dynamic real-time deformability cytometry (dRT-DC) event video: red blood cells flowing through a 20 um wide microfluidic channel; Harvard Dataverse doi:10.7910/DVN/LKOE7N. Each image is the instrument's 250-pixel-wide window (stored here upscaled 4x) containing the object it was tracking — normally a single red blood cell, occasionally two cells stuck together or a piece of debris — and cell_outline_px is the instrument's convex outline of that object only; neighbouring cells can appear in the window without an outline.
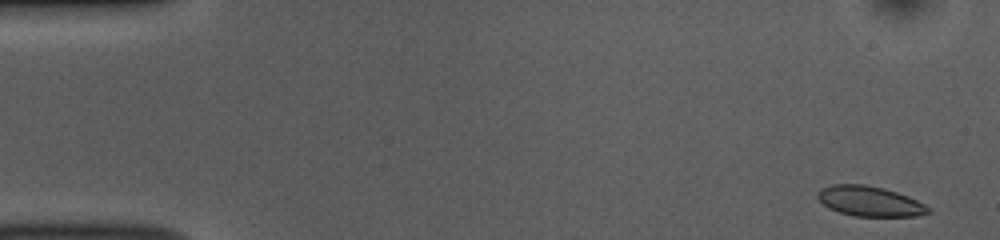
{"species": "common noctule bat (a hibernating species)", "species_latin": "Nyctalus noctula", "temperature_condition": "room temperature", "stored_images_in_passage": 51, "camera_frame_rate_fps": 3000, "um_per_image_px": 0.085, "animal": {"sex": "female", "body_mass_g": 10.0, "forearm_length_mm": 53.1}, "frame": {"image": 1, "passage_image": 1, "time_ms": 0.0, "image_size_px": [1000, 240], "cell_outline_px": [[932, 212], [916, 216], [852, 216], [828, 208], [816, 196], [820, 188], [832, 184], [864, 184], [884, 188], [908, 196], [932, 208]], "centroid_in_image_um": [73.93, 17.1], "position_along_channel_um": 11.1, "area_um2": 19.48}}
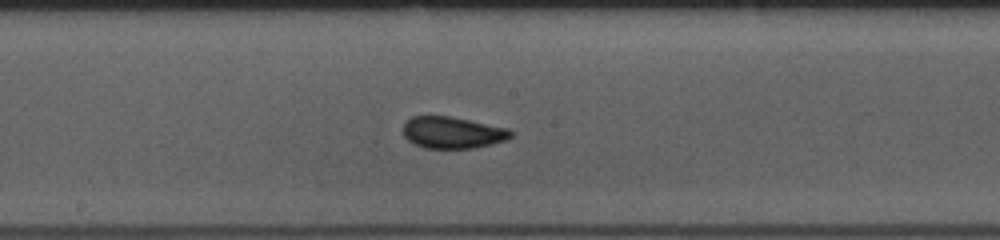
{"frame": {"image": 2, "passage_image": 26, "time_ms": 8.333, "image_size_px": [1000, 240], "cell_outline_px": [[512, 136], [508, 140], [492, 144], [472, 148], [424, 148], [408, 140], [404, 136], [404, 124], [412, 116], [452, 116], [508, 128], [512, 132]], "centroid_in_image_um": [38.49, 11.26], "position_along_channel_um": 209.7, "area_um2": 19.88}}
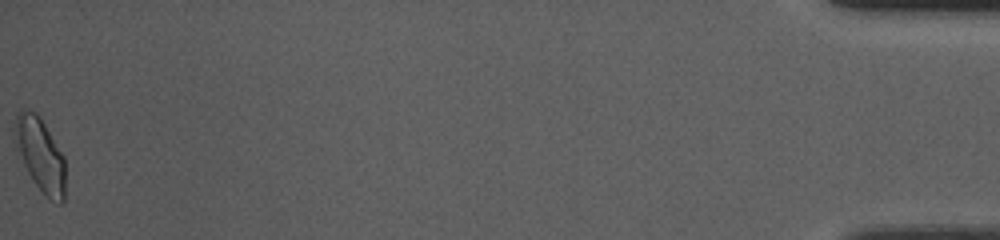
{"frame": {"image": 3, "passage_image": 51, "time_ms": 16.667, "image_size_px": [1000, 240], "cell_outline_px": [[64, 204], [56, 204], [44, 196], [32, 180], [12, 140], [12, 128], [16, 116], [20, 108], [24, 108], [36, 112], [40, 116], [64, 156]], "centroid_in_image_um": [3.39, 13.13], "position_along_channel_um": 431.8, "area_um2": 22.25}, "authors_computed_cell_mechanics": {"area_um2": 19.652, "velocity_mm_per_s": 3.8289, "shape_relaxation_time_tau1_ms": null, "shape_relaxation_time_tau2_ms": 0.9992, "deformation_change_tau1": null, "deformation_change_tau2": 0.0354}}